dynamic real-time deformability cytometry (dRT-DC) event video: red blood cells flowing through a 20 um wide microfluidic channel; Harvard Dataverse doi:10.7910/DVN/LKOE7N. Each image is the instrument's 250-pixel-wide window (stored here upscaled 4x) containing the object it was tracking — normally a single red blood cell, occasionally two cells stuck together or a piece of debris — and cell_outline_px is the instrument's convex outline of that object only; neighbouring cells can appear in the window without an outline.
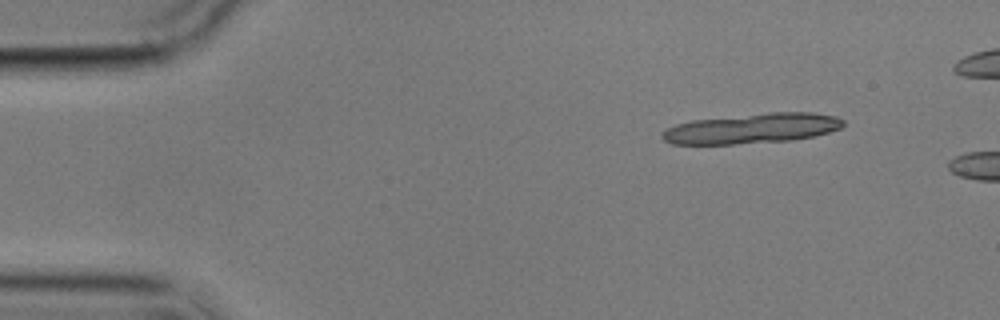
{"species": "common noctule bat (a hibernating species)", "species_latin": "Nyctalus noctula", "temperature_condition": "cold", "stored_images_in_passage": 2, "camera_frame_rate_fps": 3000, "um_per_image_px": 0.085, "animal": {"sex": "male", "body_mass_g": 17.9}, "frame": {"image": 1, "passage_image": 1, "time_ms": 0.0, "image_size_px": [1000, 320], "cell_outline_px": [[844, 124], [840, 128], [816, 136], [792, 140], [732, 144], [672, 144], [664, 140], [660, 136], [668, 128], [676, 124], [692, 120], [768, 112], [812, 112], [836, 116], [844, 120]], "centroid_in_image_um": [63.95, 10.91], "position_along_channel_um": 21.1, "area_um2": 31.73}}